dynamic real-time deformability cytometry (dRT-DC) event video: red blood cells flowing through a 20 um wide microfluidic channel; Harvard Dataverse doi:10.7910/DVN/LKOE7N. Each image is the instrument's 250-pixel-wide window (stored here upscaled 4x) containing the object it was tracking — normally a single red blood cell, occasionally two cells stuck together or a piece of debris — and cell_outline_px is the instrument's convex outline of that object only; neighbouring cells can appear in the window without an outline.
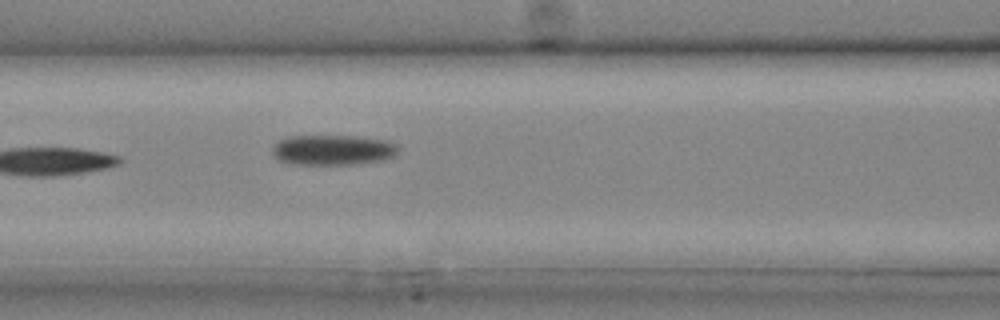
{"species": "common noctule bat (a hibernating species)", "species_latin": "Nyctalus noctula", "temperature_condition": "cold", "stored_images_in_passage": 11, "camera_frame_rate_fps": 3000, "um_per_image_px": 0.085, "animal": {"sex": "male", "body_mass_g": 20.4}, "frame": {"image": 1, "passage_image": 11, "time_ms": 3.333, "image_size_px": [1000, 320], "cell_outline_px": [[400, 148], [396, 156], [384, 160], [356, 164], [288, 164], [276, 160], [272, 152], [272, 144], [288, 136], [352, 136], [388, 140], [396, 144]], "centroid_in_image_um": [28.29, 12.75], "position_along_channel_um": 138.3, "area_um2": 22.6}}